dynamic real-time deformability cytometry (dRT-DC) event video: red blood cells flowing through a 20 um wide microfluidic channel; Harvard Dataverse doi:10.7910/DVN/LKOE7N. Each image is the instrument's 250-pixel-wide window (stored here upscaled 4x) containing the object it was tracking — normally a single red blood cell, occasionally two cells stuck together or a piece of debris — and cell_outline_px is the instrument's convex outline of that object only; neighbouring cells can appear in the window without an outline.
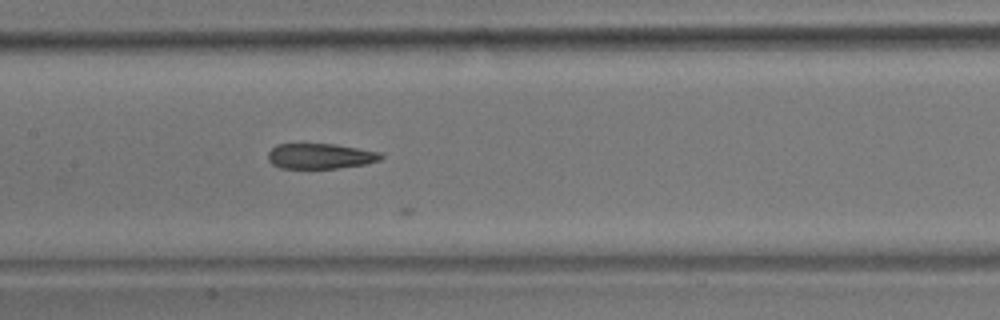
{"species": "common noctule bat (a hibernating species)", "species_latin": "Nyctalus noctula", "temperature_condition": "room temperature", "stored_images_in_passage": 18, "camera_frame_rate_fps": 3000, "um_per_image_px": 0.085, "animal": {"sex": "male", "body_mass_g": 17.9}, "frame": {"image": 1, "passage_image": 10, "time_ms": 3.0, "image_size_px": [1000, 320], "cell_outline_px": [[384, 156], [380, 160], [368, 164], [336, 168], [280, 168], [272, 164], [268, 160], [268, 152], [276, 144], [336, 144], [380, 152]], "centroid_in_image_um": [27.23, 13.27], "position_along_channel_um": 180.2, "area_um2": 16.76}}